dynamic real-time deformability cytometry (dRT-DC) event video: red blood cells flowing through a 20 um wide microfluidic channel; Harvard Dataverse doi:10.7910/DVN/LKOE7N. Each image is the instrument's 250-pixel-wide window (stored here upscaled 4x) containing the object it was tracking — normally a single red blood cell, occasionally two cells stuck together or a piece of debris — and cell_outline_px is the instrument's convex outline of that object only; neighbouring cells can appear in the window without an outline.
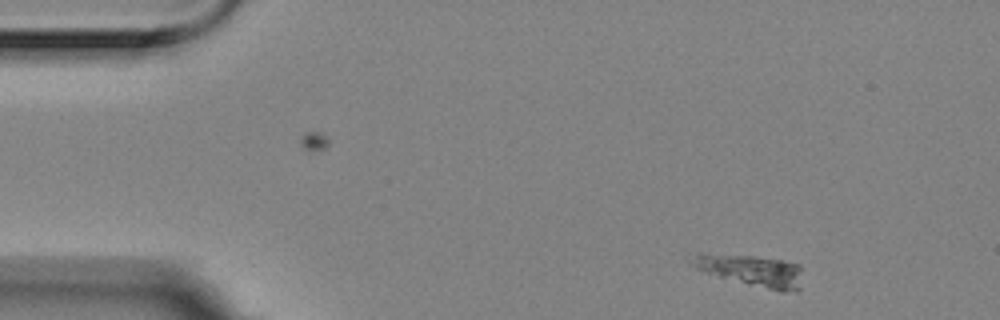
{"species": "Egyptian fruit bat (a non-hibernating species)", "species_latin": "Rousettus aegyptiacus", "temperature_condition": "room temperature", "stored_images_in_passage": 2, "camera_frame_rate_fps": 3000, "um_per_image_px": 0.085, "animal": {"sex": "female"}, "frame": {"image": 1, "passage_image": 2, "time_ms": 0.333, "image_size_px": [1000, 320], "cell_outline_px": [[800, 288], [796, 292], [780, 292], [748, 284], [720, 276], [696, 268], [688, 264], [688, 260], [696, 252], [700, 252], [752, 256], [780, 260], [800, 264]], "centroid_in_image_um": [63.83, 22.97], "position_along_channel_um": 21.2, "area_um2": 20.35}}